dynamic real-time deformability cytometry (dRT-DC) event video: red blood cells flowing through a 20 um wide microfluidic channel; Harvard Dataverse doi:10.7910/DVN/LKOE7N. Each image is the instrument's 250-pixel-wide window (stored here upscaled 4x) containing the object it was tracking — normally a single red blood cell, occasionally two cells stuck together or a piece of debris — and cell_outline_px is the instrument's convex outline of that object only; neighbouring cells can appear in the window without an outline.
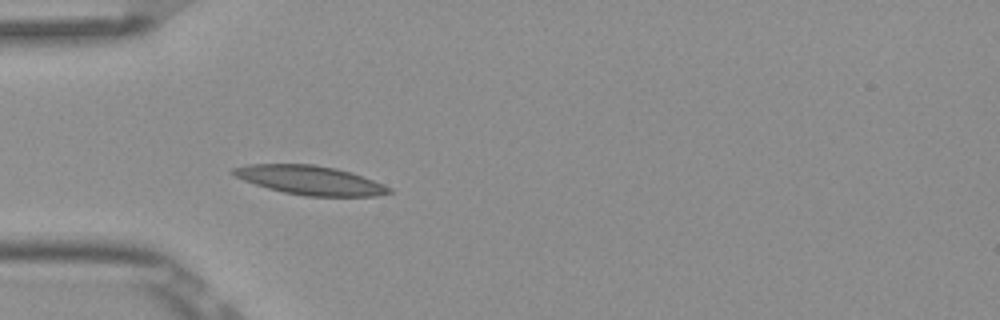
{"species": "Egyptian fruit bat (a non-hibernating species)", "species_latin": "Rousettus aegyptiacus", "temperature_condition": "room temperature", "stored_images_in_passage": 3, "camera_frame_rate_fps": 3000, "um_per_image_px": 0.085, "frame": {"image": 1, "passage_image": 3, "time_ms": 0.667, "image_size_px": [1000, 320], "cell_outline_px": [[392, 192], [376, 196], [308, 196], [284, 192], [268, 188], [244, 180], [228, 172], [232, 168], [248, 164], [312, 164], [336, 168], [352, 172], [392, 188]], "centroid_in_image_um": [26.34, 15.31], "position_along_channel_um": 58.7, "area_um2": 26.18}}